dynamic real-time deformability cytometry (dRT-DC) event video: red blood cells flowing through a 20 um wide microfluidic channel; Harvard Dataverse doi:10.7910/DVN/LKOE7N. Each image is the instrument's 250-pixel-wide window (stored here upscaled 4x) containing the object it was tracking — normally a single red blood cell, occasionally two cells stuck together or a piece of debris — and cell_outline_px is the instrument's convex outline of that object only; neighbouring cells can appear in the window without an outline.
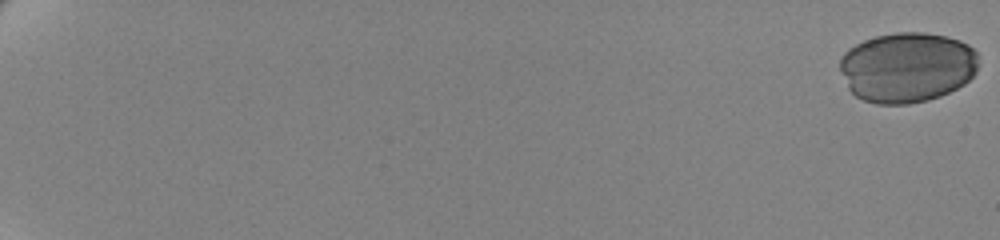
{"species": "human", "species_latin": "Homo sapiens", "temperature_condition": "cold", "stored_images_in_passage": 58, "camera_frame_rate_fps": 3000, "um_per_image_px": 0.085, "donor": {"sex": "female"}, "frame": {"image": 1, "passage_image": 1, "time_ms": 0.0, "image_size_px": [1000, 240], "cell_outline_px": [[976, 72], [964, 84], [940, 96], [928, 100], [908, 104], [876, 104], [864, 100], [856, 96], [848, 88], [840, 68], [840, 56], [848, 48], [864, 40], [876, 36], [896, 32], [924, 32], [948, 36], [960, 40], [968, 44], [976, 52]], "centroid_in_image_um": [77.09, 5.71], "position_along_channel_um": 7.9, "area_um2": 56.82}}